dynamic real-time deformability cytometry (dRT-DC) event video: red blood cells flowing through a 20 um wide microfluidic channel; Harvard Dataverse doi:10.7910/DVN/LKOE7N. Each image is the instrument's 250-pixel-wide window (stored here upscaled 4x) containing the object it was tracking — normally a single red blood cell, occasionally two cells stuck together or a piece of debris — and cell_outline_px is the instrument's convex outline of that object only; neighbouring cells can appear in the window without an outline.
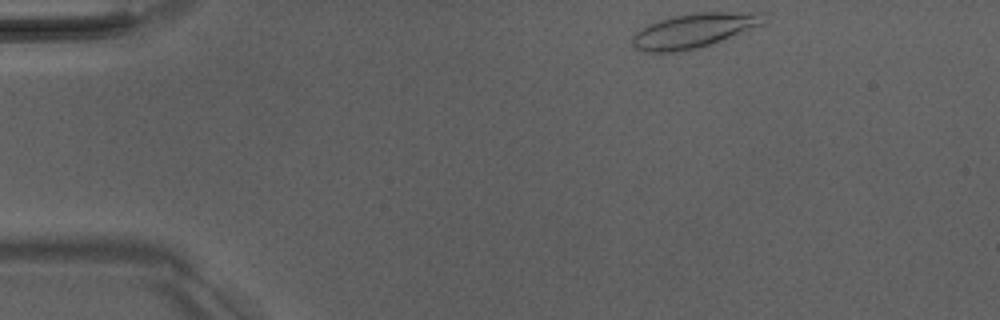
{"species": "Egyptian fruit bat (a non-hibernating species)", "species_latin": "Rousettus aegyptiacus", "temperature_condition": "room temperature", "stored_images_in_passage": 3, "camera_frame_rate_fps": 3000, "um_per_image_px": 0.085, "animal": {"sex": "male"}, "frame": {"image": 1, "passage_image": 1, "time_ms": 0.0, "image_size_px": [1000, 320], "cell_outline_px": [[764, 12], [760, 24], [704, 48], [676, 52], [644, 52], [636, 48], [632, 44], [632, 36], [640, 28], [648, 24], [672, 16], [692, 12]], "centroid_in_image_um": [58.9, 2.61], "position_along_channel_um": 26.1, "area_um2": 26.36}}